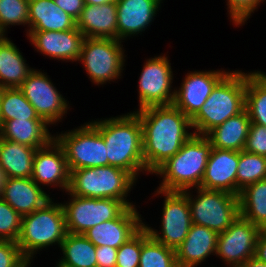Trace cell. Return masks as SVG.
<instances>
[{"label": "cell", "instance_id": "6da1fadb", "mask_svg": "<svg viewBox=\"0 0 266 267\" xmlns=\"http://www.w3.org/2000/svg\"><path fill=\"white\" fill-rule=\"evenodd\" d=\"M134 112L142 124L144 165L152 174L194 134L189 133L191 119L173 104L149 106Z\"/></svg>", "mask_w": 266, "mask_h": 267}, {"label": "cell", "instance_id": "7a4b0ae2", "mask_svg": "<svg viewBox=\"0 0 266 267\" xmlns=\"http://www.w3.org/2000/svg\"><path fill=\"white\" fill-rule=\"evenodd\" d=\"M106 145L108 165L129 172L136 180L146 170L143 160L142 124L135 112L90 122Z\"/></svg>", "mask_w": 266, "mask_h": 267}, {"label": "cell", "instance_id": "3957f363", "mask_svg": "<svg viewBox=\"0 0 266 267\" xmlns=\"http://www.w3.org/2000/svg\"><path fill=\"white\" fill-rule=\"evenodd\" d=\"M212 148L205 135L193 134L174 156L152 173L162 176L158 189L182 192L200 187Z\"/></svg>", "mask_w": 266, "mask_h": 267}, {"label": "cell", "instance_id": "277c9868", "mask_svg": "<svg viewBox=\"0 0 266 267\" xmlns=\"http://www.w3.org/2000/svg\"><path fill=\"white\" fill-rule=\"evenodd\" d=\"M246 73L230 71L212 90V93L191 118L194 134L206 135L245 109Z\"/></svg>", "mask_w": 266, "mask_h": 267}, {"label": "cell", "instance_id": "5b68a950", "mask_svg": "<svg viewBox=\"0 0 266 267\" xmlns=\"http://www.w3.org/2000/svg\"><path fill=\"white\" fill-rule=\"evenodd\" d=\"M67 234L62 205L51 199L31 214L22 216L17 245L24 257L33 262V256L39 250L53 244L60 247Z\"/></svg>", "mask_w": 266, "mask_h": 267}, {"label": "cell", "instance_id": "8992f818", "mask_svg": "<svg viewBox=\"0 0 266 267\" xmlns=\"http://www.w3.org/2000/svg\"><path fill=\"white\" fill-rule=\"evenodd\" d=\"M136 181L129 172L115 166L81 168L70 171L68 192L85 198L122 200L131 207L135 205L127 196Z\"/></svg>", "mask_w": 266, "mask_h": 267}, {"label": "cell", "instance_id": "52a82bcc", "mask_svg": "<svg viewBox=\"0 0 266 267\" xmlns=\"http://www.w3.org/2000/svg\"><path fill=\"white\" fill-rule=\"evenodd\" d=\"M195 189L198 193L195 198L189 189L182 191L187 196L192 223L205 226L219 234L240 215L239 196L202 187Z\"/></svg>", "mask_w": 266, "mask_h": 267}, {"label": "cell", "instance_id": "ba28073f", "mask_svg": "<svg viewBox=\"0 0 266 267\" xmlns=\"http://www.w3.org/2000/svg\"><path fill=\"white\" fill-rule=\"evenodd\" d=\"M122 42L111 38L84 37L79 61H82L91 82L103 85L122 75L126 60Z\"/></svg>", "mask_w": 266, "mask_h": 267}, {"label": "cell", "instance_id": "9c48e42d", "mask_svg": "<svg viewBox=\"0 0 266 267\" xmlns=\"http://www.w3.org/2000/svg\"><path fill=\"white\" fill-rule=\"evenodd\" d=\"M62 147L69 170L108 166L106 145L100 132L90 123H85L54 136Z\"/></svg>", "mask_w": 266, "mask_h": 267}, {"label": "cell", "instance_id": "30bf717a", "mask_svg": "<svg viewBox=\"0 0 266 267\" xmlns=\"http://www.w3.org/2000/svg\"><path fill=\"white\" fill-rule=\"evenodd\" d=\"M70 195V200L61 203L68 233L83 234L89 228L119 217L128 206L117 199L85 198Z\"/></svg>", "mask_w": 266, "mask_h": 267}, {"label": "cell", "instance_id": "8fae6325", "mask_svg": "<svg viewBox=\"0 0 266 267\" xmlns=\"http://www.w3.org/2000/svg\"><path fill=\"white\" fill-rule=\"evenodd\" d=\"M155 196L162 194L165 199L162 209L161 231L159 233L143 222L149 235L157 242L174 250L184 241L191 228L192 220L187 196L179 191L157 189ZM157 194V195H156Z\"/></svg>", "mask_w": 266, "mask_h": 267}, {"label": "cell", "instance_id": "7c38bea8", "mask_svg": "<svg viewBox=\"0 0 266 267\" xmlns=\"http://www.w3.org/2000/svg\"><path fill=\"white\" fill-rule=\"evenodd\" d=\"M172 81L171 63L165 54L147 59L139 77L138 110L149 106L172 105L175 96V88L171 89Z\"/></svg>", "mask_w": 266, "mask_h": 267}, {"label": "cell", "instance_id": "4fadbf2b", "mask_svg": "<svg viewBox=\"0 0 266 267\" xmlns=\"http://www.w3.org/2000/svg\"><path fill=\"white\" fill-rule=\"evenodd\" d=\"M34 107L37 115L49 125L63 119L70 106L53 85L47 73L34 69L18 87Z\"/></svg>", "mask_w": 266, "mask_h": 267}, {"label": "cell", "instance_id": "5bb4252c", "mask_svg": "<svg viewBox=\"0 0 266 267\" xmlns=\"http://www.w3.org/2000/svg\"><path fill=\"white\" fill-rule=\"evenodd\" d=\"M261 229L238 216L237 219L217 236L216 256L229 267H241L255 256L257 238Z\"/></svg>", "mask_w": 266, "mask_h": 267}, {"label": "cell", "instance_id": "9a60e30c", "mask_svg": "<svg viewBox=\"0 0 266 267\" xmlns=\"http://www.w3.org/2000/svg\"><path fill=\"white\" fill-rule=\"evenodd\" d=\"M229 72L221 69L190 71L185 75L180 88L175 89L173 105L191 119L200 110L214 87Z\"/></svg>", "mask_w": 266, "mask_h": 267}, {"label": "cell", "instance_id": "2e32d148", "mask_svg": "<svg viewBox=\"0 0 266 267\" xmlns=\"http://www.w3.org/2000/svg\"><path fill=\"white\" fill-rule=\"evenodd\" d=\"M31 179L38 186L53 185V187L59 186L65 192L68 191L70 170L64 151L55 139L36 150Z\"/></svg>", "mask_w": 266, "mask_h": 267}, {"label": "cell", "instance_id": "e0dca14e", "mask_svg": "<svg viewBox=\"0 0 266 267\" xmlns=\"http://www.w3.org/2000/svg\"><path fill=\"white\" fill-rule=\"evenodd\" d=\"M141 219L137 208L131 206L119 217L97 224L85 231L83 235L96 247L107 245L118 249L143 227Z\"/></svg>", "mask_w": 266, "mask_h": 267}, {"label": "cell", "instance_id": "ac0fdd59", "mask_svg": "<svg viewBox=\"0 0 266 267\" xmlns=\"http://www.w3.org/2000/svg\"><path fill=\"white\" fill-rule=\"evenodd\" d=\"M35 50L55 60L79 61L84 35L75 27L67 31H28Z\"/></svg>", "mask_w": 266, "mask_h": 267}, {"label": "cell", "instance_id": "d6986e66", "mask_svg": "<svg viewBox=\"0 0 266 267\" xmlns=\"http://www.w3.org/2000/svg\"><path fill=\"white\" fill-rule=\"evenodd\" d=\"M163 0H117V40L136 36L151 25Z\"/></svg>", "mask_w": 266, "mask_h": 267}, {"label": "cell", "instance_id": "ffe728a7", "mask_svg": "<svg viewBox=\"0 0 266 267\" xmlns=\"http://www.w3.org/2000/svg\"><path fill=\"white\" fill-rule=\"evenodd\" d=\"M239 151L212 148L200 187L237 195Z\"/></svg>", "mask_w": 266, "mask_h": 267}, {"label": "cell", "instance_id": "44dd1931", "mask_svg": "<svg viewBox=\"0 0 266 267\" xmlns=\"http://www.w3.org/2000/svg\"><path fill=\"white\" fill-rule=\"evenodd\" d=\"M217 236L215 231L192 223L187 237L175 250L178 267H197L215 255Z\"/></svg>", "mask_w": 266, "mask_h": 267}, {"label": "cell", "instance_id": "7402d4cb", "mask_svg": "<svg viewBox=\"0 0 266 267\" xmlns=\"http://www.w3.org/2000/svg\"><path fill=\"white\" fill-rule=\"evenodd\" d=\"M1 198L21 216L31 214L52 199L31 178H8Z\"/></svg>", "mask_w": 266, "mask_h": 267}, {"label": "cell", "instance_id": "603a6c76", "mask_svg": "<svg viewBox=\"0 0 266 267\" xmlns=\"http://www.w3.org/2000/svg\"><path fill=\"white\" fill-rule=\"evenodd\" d=\"M76 27L84 37L117 39L116 2L102 5H85Z\"/></svg>", "mask_w": 266, "mask_h": 267}, {"label": "cell", "instance_id": "cb8c5ba5", "mask_svg": "<svg viewBox=\"0 0 266 267\" xmlns=\"http://www.w3.org/2000/svg\"><path fill=\"white\" fill-rule=\"evenodd\" d=\"M28 31H67L76 27V20L53 0H29Z\"/></svg>", "mask_w": 266, "mask_h": 267}, {"label": "cell", "instance_id": "d4e9b609", "mask_svg": "<svg viewBox=\"0 0 266 267\" xmlns=\"http://www.w3.org/2000/svg\"><path fill=\"white\" fill-rule=\"evenodd\" d=\"M48 125L45 120H8L0 126V138L39 149L54 139Z\"/></svg>", "mask_w": 266, "mask_h": 267}, {"label": "cell", "instance_id": "484cf974", "mask_svg": "<svg viewBox=\"0 0 266 267\" xmlns=\"http://www.w3.org/2000/svg\"><path fill=\"white\" fill-rule=\"evenodd\" d=\"M251 120L244 109L241 113L228 118L205 136L213 148L242 151L244 150Z\"/></svg>", "mask_w": 266, "mask_h": 267}, {"label": "cell", "instance_id": "4316f807", "mask_svg": "<svg viewBox=\"0 0 266 267\" xmlns=\"http://www.w3.org/2000/svg\"><path fill=\"white\" fill-rule=\"evenodd\" d=\"M33 70L19 48L4 36L0 40V87L18 88Z\"/></svg>", "mask_w": 266, "mask_h": 267}, {"label": "cell", "instance_id": "83f0119b", "mask_svg": "<svg viewBox=\"0 0 266 267\" xmlns=\"http://www.w3.org/2000/svg\"><path fill=\"white\" fill-rule=\"evenodd\" d=\"M36 148L0 138V166L8 178H31Z\"/></svg>", "mask_w": 266, "mask_h": 267}, {"label": "cell", "instance_id": "f1b7e54d", "mask_svg": "<svg viewBox=\"0 0 266 267\" xmlns=\"http://www.w3.org/2000/svg\"><path fill=\"white\" fill-rule=\"evenodd\" d=\"M60 250L63 257L59 259L57 266L97 267L96 246L83 234L68 233Z\"/></svg>", "mask_w": 266, "mask_h": 267}, {"label": "cell", "instance_id": "f546056e", "mask_svg": "<svg viewBox=\"0 0 266 267\" xmlns=\"http://www.w3.org/2000/svg\"><path fill=\"white\" fill-rule=\"evenodd\" d=\"M240 216L266 229V179L252 183L239 194Z\"/></svg>", "mask_w": 266, "mask_h": 267}, {"label": "cell", "instance_id": "4dcf8cb0", "mask_svg": "<svg viewBox=\"0 0 266 267\" xmlns=\"http://www.w3.org/2000/svg\"><path fill=\"white\" fill-rule=\"evenodd\" d=\"M245 109L251 123L266 127V81L256 71L246 73Z\"/></svg>", "mask_w": 266, "mask_h": 267}, {"label": "cell", "instance_id": "1f68e13d", "mask_svg": "<svg viewBox=\"0 0 266 267\" xmlns=\"http://www.w3.org/2000/svg\"><path fill=\"white\" fill-rule=\"evenodd\" d=\"M43 120L19 88H2L0 98V126L8 120Z\"/></svg>", "mask_w": 266, "mask_h": 267}, {"label": "cell", "instance_id": "d6a6232c", "mask_svg": "<svg viewBox=\"0 0 266 267\" xmlns=\"http://www.w3.org/2000/svg\"><path fill=\"white\" fill-rule=\"evenodd\" d=\"M139 267H178L175 250L157 242L144 226Z\"/></svg>", "mask_w": 266, "mask_h": 267}, {"label": "cell", "instance_id": "836d02e7", "mask_svg": "<svg viewBox=\"0 0 266 267\" xmlns=\"http://www.w3.org/2000/svg\"><path fill=\"white\" fill-rule=\"evenodd\" d=\"M266 179V156L242 150L237 168V196L246 186Z\"/></svg>", "mask_w": 266, "mask_h": 267}, {"label": "cell", "instance_id": "e575fe53", "mask_svg": "<svg viewBox=\"0 0 266 267\" xmlns=\"http://www.w3.org/2000/svg\"><path fill=\"white\" fill-rule=\"evenodd\" d=\"M29 0H0V31L5 35L13 25L28 24Z\"/></svg>", "mask_w": 266, "mask_h": 267}, {"label": "cell", "instance_id": "d590c367", "mask_svg": "<svg viewBox=\"0 0 266 267\" xmlns=\"http://www.w3.org/2000/svg\"><path fill=\"white\" fill-rule=\"evenodd\" d=\"M22 216L0 198V240L17 242Z\"/></svg>", "mask_w": 266, "mask_h": 267}, {"label": "cell", "instance_id": "8d00e7d4", "mask_svg": "<svg viewBox=\"0 0 266 267\" xmlns=\"http://www.w3.org/2000/svg\"><path fill=\"white\" fill-rule=\"evenodd\" d=\"M142 250V228L122 244L116 255V267H139V258Z\"/></svg>", "mask_w": 266, "mask_h": 267}, {"label": "cell", "instance_id": "74e56055", "mask_svg": "<svg viewBox=\"0 0 266 267\" xmlns=\"http://www.w3.org/2000/svg\"><path fill=\"white\" fill-rule=\"evenodd\" d=\"M265 0H227L228 13L232 23L236 25H244L250 18L251 14L260 6Z\"/></svg>", "mask_w": 266, "mask_h": 267}, {"label": "cell", "instance_id": "f35d334b", "mask_svg": "<svg viewBox=\"0 0 266 267\" xmlns=\"http://www.w3.org/2000/svg\"><path fill=\"white\" fill-rule=\"evenodd\" d=\"M28 263L17 242L0 240V267H25Z\"/></svg>", "mask_w": 266, "mask_h": 267}, {"label": "cell", "instance_id": "ab89813d", "mask_svg": "<svg viewBox=\"0 0 266 267\" xmlns=\"http://www.w3.org/2000/svg\"><path fill=\"white\" fill-rule=\"evenodd\" d=\"M244 150L266 156V127L251 123Z\"/></svg>", "mask_w": 266, "mask_h": 267}, {"label": "cell", "instance_id": "60d3db41", "mask_svg": "<svg viewBox=\"0 0 266 267\" xmlns=\"http://www.w3.org/2000/svg\"><path fill=\"white\" fill-rule=\"evenodd\" d=\"M117 250L107 245L96 247L97 267H116Z\"/></svg>", "mask_w": 266, "mask_h": 267}, {"label": "cell", "instance_id": "b9f144b4", "mask_svg": "<svg viewBox=\"0 0 266 267\" xmlns=\"http://www.w3.org/2000/svg\"><path fill=\"white\" fill-rule=\"evenodd\" d=\"M54 3L64 10L67 14L77 20L83 8L85 7L84 0H53Z\"/></svg>", "mask_w": 266, "mask_h": 267}, {"label": "cell", "instance_id": "7bdbcfd3", "mask_svg": "<svg viewBox=\"0 0 266 267\" xmlns=\"http://www.w3.org/2000/svg\"><path fill=\"white\" fill-rule=\"evenodd\" d=\"M255 257L266 263V229H261L258 235Z\"/></svg>", "mask_w": 266, "mask_h": 267}, {"label": "cell", "instance_id": "ee69618b", "mask_svg": "<svg viewBox=\"0 0 266 267\" xmlns=\"http://www.w3.org/2000/svg\"><path fill=\"white\" fill-rule=\"evenodd\" d=\"M241 267H266V263L257 257H250Z\"/></svg>", "mask_w": 266, "mask_h": 267}, {"label": "cell", "instance_id": "f6af8a7d", "mask_svg": "<svg viewBox=\"0 0 266 267\" xmlns=\"http://www.w3.org/2000/svg\"><path fill=\"white\" fill-rule=\"evenodd\" d=\"M7 179H8V177H7L6 173L4 172V170L0 166V198H1V195L3 193V188H4V185L7 181Z\"/></svg>", "mask_w": 266, "mask_h": 267}, {"label": "cell", "instance_id": "bcb514c9", "mask_svg": "<svg viewBox=\"0 0 266 267\" xmlns=\"http://www.w3.org/2000/svg\"><path fill=\"white\" fill-rule=\"evenodd\" d=\"M117 0H84L85 5H102L110 2H116Z\"/></svg>", "mask_w": 266, "mask_h": 267}, {"label": "cell", "instance_id": "7dc6e473", "mask_svg": "<svg viewBox=\"0 0 266 267\" xmlns=\"http://www.w3.org/2000/svg\"><path fill=\"white\" fill-rule=\"evenodd\" d=\"M256 72L266 81V73L258 70Z\"/></svg>", "mask_w": 266, "mask_h": 267}, {"label": "cell", "instance_id": "c3c4849f", "mask_svg": "<svg viewBox=\"0 0 266 267\" xmlns=\"http://www.w3.org/2000/svg\"><path fill=\"white\" fill-rule=\"evenodd\" d=\"M5 35L0 31V40L4 37Z\"/></svg>", "mask_w": 266, "mask_h": 267}, {"label": "cell", "instance_id": "681fc988", "mask_svg": "<svg viewBox=\"0 0 266 267\" xmlns=\"http://www.w3.org/2000/svg\"><path fill=\"white\" fill-rule=\"evenodd\" d=\"M31 267V262H29L25 267Z\"/></svg>", "mask_w": 266, "mask_h": 267}]
</instances>
